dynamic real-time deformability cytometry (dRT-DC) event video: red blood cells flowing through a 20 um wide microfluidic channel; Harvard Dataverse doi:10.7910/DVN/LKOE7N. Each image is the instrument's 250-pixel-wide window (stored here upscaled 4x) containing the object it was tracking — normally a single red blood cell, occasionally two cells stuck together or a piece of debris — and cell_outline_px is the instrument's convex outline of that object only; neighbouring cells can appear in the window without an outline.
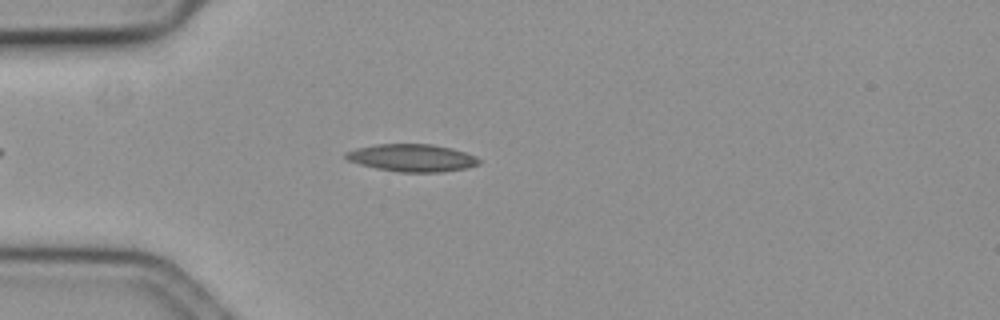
{"species": "common noctule bat (a hibernating species)", "species_latin": "Nyctalus noctula", "temperature_condition": "cold", "stored_images_in_passage": 41, "camera_frame_rate_fps": 3000, "um_per_image_px": 0.085, "animal": {"sex": "female", "body_mass_g": 19.3, "forearm_length_mm": 54.1}, "frame": {"image": 1, "passage_image": 6, "time_ms": 1.667, "image_size_px": [1000, 320], "cell_outline_px": [[480, 164], [468, 168], [440, 172], [400, 172], [376, 168], [360, 164], [348, 160], [344, 156], [344, 152], [356, 148], [376, 144], [432, 144], [452, 148], [476, 156], [480, 160]], "centroid_in_image_um": [35.03, 13.41], "position_along_channel_um": 50.0, "area_um2": 21.39}}
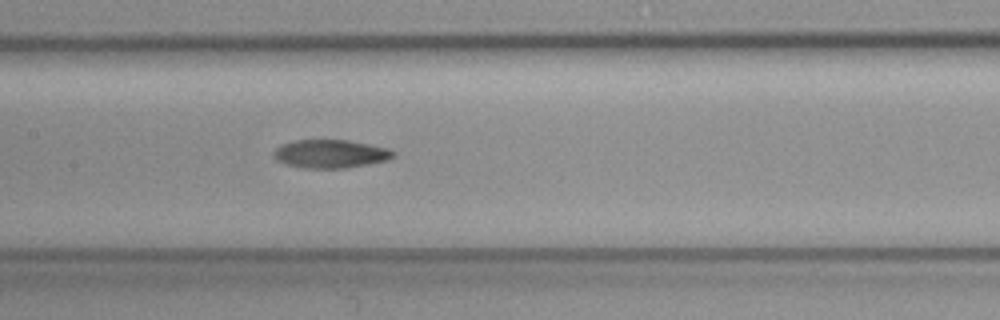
{"frame": {"image": 2, "passage_image": 18, "time_ms": 5.667, "image_size_px": [1000, 320], "cell_outline_px": [[396, 156], [388, 160], [348, 168], [300, 168], [284, 164], [276, 160], [272, 156], [276, 148], [280, 144], [296, 140], [348, 140], [388, 148], [396, 152]], "centroid_in_image_um": [28.08, 13.08], "position_along_channel_um": 179.3, "area_um2": 20.0}}
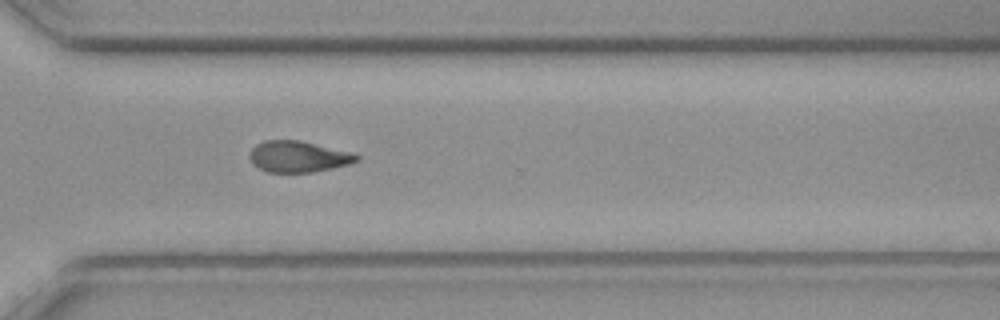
{"frame": {"image": 3, "passage_image": 32, "time_ms": 10.333, "image_size_px": [1000, 320], "cell_outline_px": [[360, 160], [348, 164], [332, 168], [312, 172], [268, 172], [252, 164], [248, 156], [252, 148], [256, 144], [264, 140], [300, 140], [352, 152], [360, 156]], "centroid_in_image_um": [25.35, 13.3], "position_along_channel_um": 345.3, "area_um2": 19.54}}